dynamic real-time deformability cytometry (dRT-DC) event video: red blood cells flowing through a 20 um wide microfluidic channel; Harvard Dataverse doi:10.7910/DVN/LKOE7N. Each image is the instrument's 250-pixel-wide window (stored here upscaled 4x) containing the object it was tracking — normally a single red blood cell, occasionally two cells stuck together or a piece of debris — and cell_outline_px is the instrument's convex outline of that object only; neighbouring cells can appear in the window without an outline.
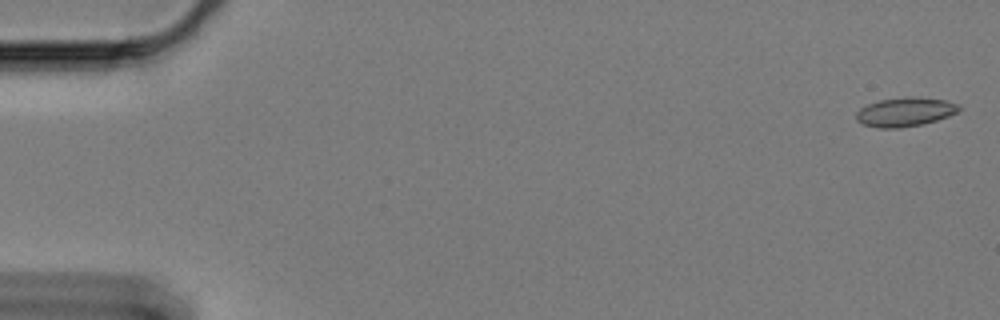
{"species": "Egyptian fruit bat (a non-hibernating species)", "species_latin": "Rousettus aegyptiacus", "temperature_condition": "cold", "stored_images_in_passage": 61, "camera_frame_rate_fps": 3000, "um_per_image_px": 0.085, "animal": {"sex": "female"}, "frame": {"image": 1, "passage_image": 2, "time_ms": 0.333, "image_size_px": [1000, 320], "cell_outline_px": [[960, 108], [956, 112], [948, 116], [936, 120], [920, 124], [900, 128], [876, 128], [864, 124], [856, 120], [856, 112], [860, 108], [868, 104], [880, 100], [944, 100], [960, 104]], "centroid_in_image_um": [76.87, 9.58], "position_along_channel_um": 8.1, "area_um2": 16.3}}
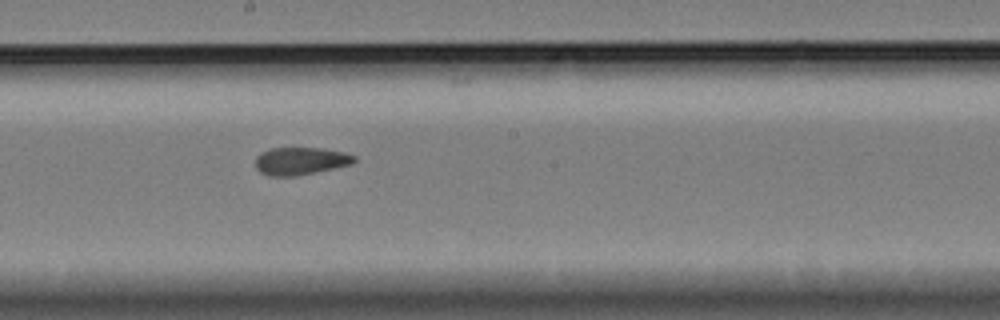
{"frame": {"image": 2, "passage_image": 34, "time_ms": 11.0, "image_size_px": [1000, 320], "cell_outline_px": [[356, 160], [352, 164], [296, 176], [268, 176], [260, 172], [256, 168], [256, 156], [260, 152], [272, 148], [324, 148], [344, 152], [356, 156]], "centroid_in_image_um": [25.54, 13.68], "position_along_channel_um": 222.7, "area_um2": 15.95}}
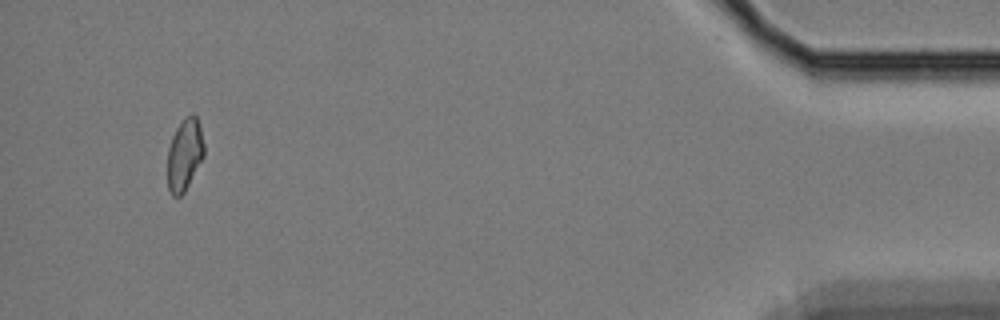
{"frame": {"image": 3, "passage_image": 58, "time_ms": 19.0, "image_size_px": [1000, 320], "cell_outline_px": [[204, 156], [184, 192], [180, 196], [172, 196], [168, 188], [168, 148], [172, 136], [176, 128], [184, 116], [192, 112], [196, 116], [200, 124], [204, 144]], "centroid_in_image_um": [15.7, 13.09], "position_along_channel_um": 419.5, "area_um2": 15.43}, "authors_computed_cell_mechanics": {"area_um2": 16.473, "velocity_mm_per_s": 3.3289, "shape_relaxation_time_tau1_ms": null, "shape_relaxation_time_tau2_ms": 2.6189, "deformation_change_tau1": null, "deformation_change_tau2": 0.0797}}